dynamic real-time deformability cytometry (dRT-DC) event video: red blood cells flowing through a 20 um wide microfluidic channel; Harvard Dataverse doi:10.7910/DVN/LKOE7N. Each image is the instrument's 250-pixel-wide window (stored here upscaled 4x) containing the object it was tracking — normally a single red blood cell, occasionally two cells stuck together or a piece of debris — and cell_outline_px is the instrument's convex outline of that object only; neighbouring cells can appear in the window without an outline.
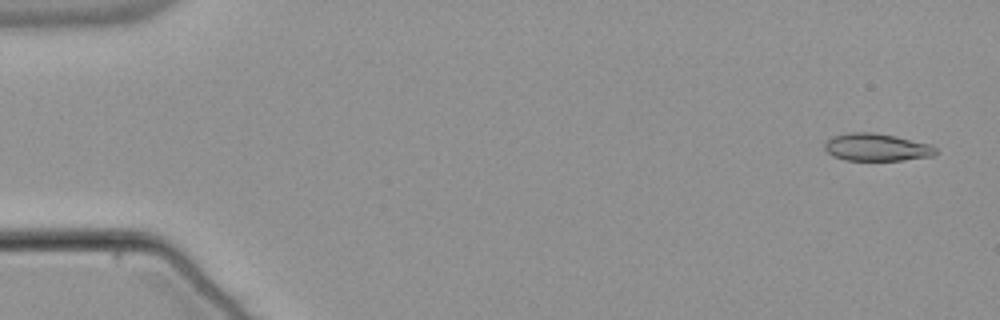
{"species": "common noctule bat (a hibernating species)", "species_latin": "Nyctalus noctula", "temperature_condition": "warm", "stored_images_in_passage": 53, "camera_frame_rate_fps": 3000, "um_per_image_px": 0.085, "animal": {"sex": "male", "body_mass_g": 21.5, "forearm_length_mm": 52.0}, "frame": {"image": 1, "passage_image": 1, "time_ms": 0.0, "image_size_px": [1000, 320], "cell_outline_px": [[936, 152], [932, 156], [904, 160], [844, 160], [832, 156], [824, 148], [824, 144], [832, 136], [848, 132], [872, 132], [896, 136], [932, 144], [936, 148]], "centroid_in_image_um": [74.51, 12.51], "position_along_channel_um": 10.5, "area_um2": 17.92}}
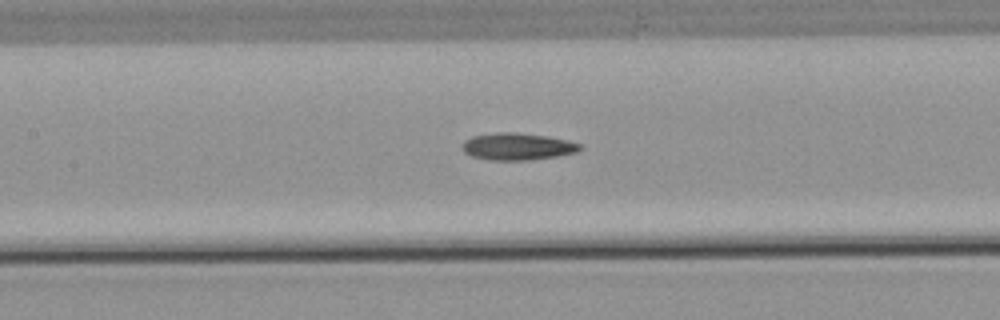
{"frame": {"image": 2, "passage_image": 24, "time_ms": 7.667, "image_size_px": [1000, 320], "cell_outline_px": [[584, 148], [576, 152], [556, 156], [532, 160], [492, 160], [472, 156], [464, 152], [464, 140], [472, 136], [496, 132], [516, 132], [548, 136], [568, 140], [584, 144]], "centroid_in_image_um": [44.05, 12.44], "position_along_channel_um": 163.4, "area_um2": 18.67}}
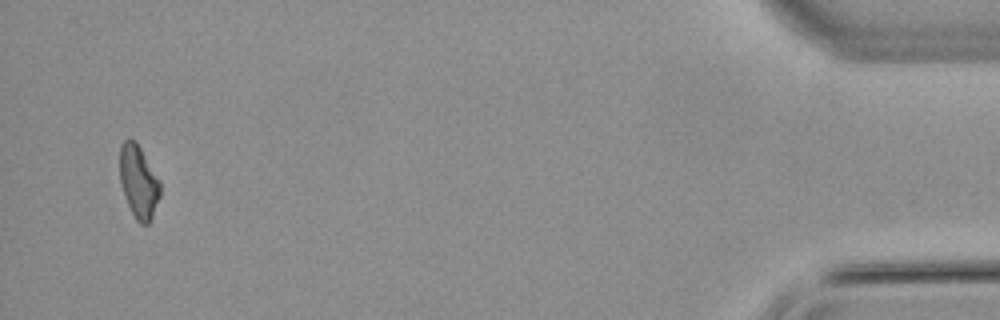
{"frame": {"image": 3, "passage_image": 51, "time_ms": 16.667, "image_size_px": [1000, 320], "cell_outline_px": [[160, 196], [152, 216], [148, 224], [140, 224], [136, 220], [128, 204], [120, 184], [120, 144], [124, 140], [136, 140], [160, 180]], "centroid_in_image_um": [11.78, 15.43], "position_along_channel_um": 423.4, "area_um2": 17.11}, "authors_computed_cell_mechanics": {"area_um2": 17.918, "velocity_mm_per_s": 3.8191, "shape_relaxation_time_tau1_ms": 10.4876, "shape_relaxation_time_tau2_ms": null, "deformation_change_tau1": 0.2374, "deformation_change_tau2": null}}